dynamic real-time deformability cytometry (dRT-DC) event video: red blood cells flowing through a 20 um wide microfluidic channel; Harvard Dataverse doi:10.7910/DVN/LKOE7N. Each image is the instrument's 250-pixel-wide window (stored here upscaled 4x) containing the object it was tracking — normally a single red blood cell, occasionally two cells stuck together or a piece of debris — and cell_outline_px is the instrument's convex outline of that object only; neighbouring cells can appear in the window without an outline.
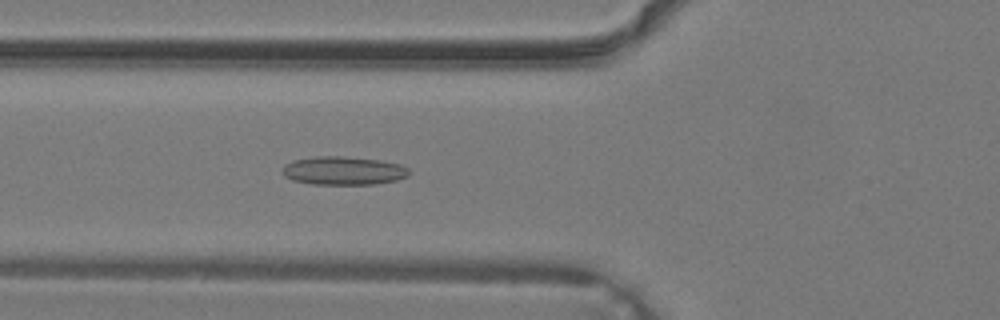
{"species": "common noctule bat (a hibernating species)", "species_latin": "Nyctalus noctula", "temperature_condition": "warm", "stored_images_in_passage": 25, "camera_frame_rate_fps": 3000, "um_per_image_px": 0.085, "animal": {"sex": "male", "body_mass_g": 19.2, "forearm_length_mm": 51.8}, "frame": {"image": 1, "passage_image": 3, "time_ms": 0.667, "image_size_px": [1000, 320], "cell_outline_px": [[412, 172], [408, 176], [396, 180], [376, 184], [312, 184], [292, 180], [284, 176], [284, 164], [292, 160], [316, 156], [340, 156], [380, 160], [400, 164], [408, 168]], "centroid_in_image_um": [29.21, 14.5], "position_along_channel_um": 96.6, "area_um2": 21.04}}
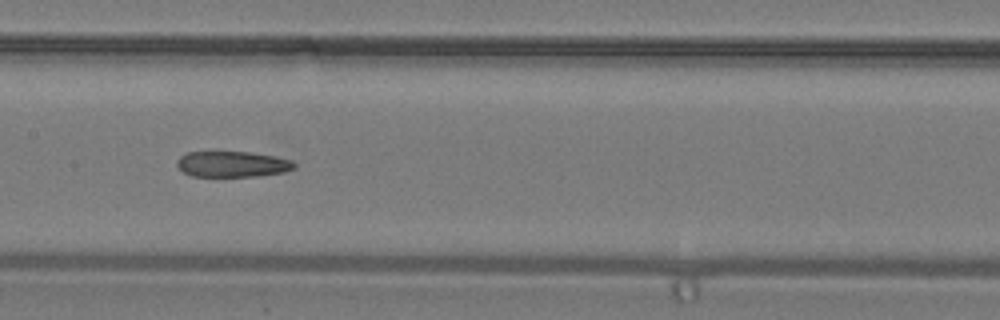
{"frame": {"image": 2, "passage_image": 8, "time_ms": 2.333, "image_size_px": [1000, 320], "cell_outline_px": [[296, 168], [284, 172], [256, 176], [192, 176], [184, 172], [176, 164], [176, 160], [184, 152], [212, 148], [248, 152], [272, 156], [292, 160], [296, 164]], "centroid_in_image_um": [19.66, 13.89], "position_along_channel_um": 187.7, "area_um2": 18.5}}
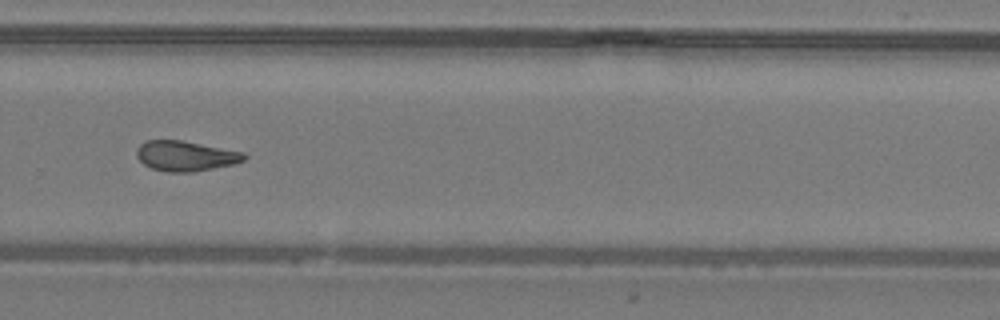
{"frame": {"image": 3, "passage_image": 15, "time_ms": 4.667, "image_size_px": [1000, 320], "cell_outline_px": [[248, 156], [244, 160], [236, 164], [192, 172], [168, 172], [152, 168], [144, 164], [136, 156], [136, 148], [140, 144], [148, 140], [180, 140], [244, 152]], "centroid_in_image_um": [15.78, 13.26], "position_along_channel_um": 314.0, "area_um2": 18.9}}